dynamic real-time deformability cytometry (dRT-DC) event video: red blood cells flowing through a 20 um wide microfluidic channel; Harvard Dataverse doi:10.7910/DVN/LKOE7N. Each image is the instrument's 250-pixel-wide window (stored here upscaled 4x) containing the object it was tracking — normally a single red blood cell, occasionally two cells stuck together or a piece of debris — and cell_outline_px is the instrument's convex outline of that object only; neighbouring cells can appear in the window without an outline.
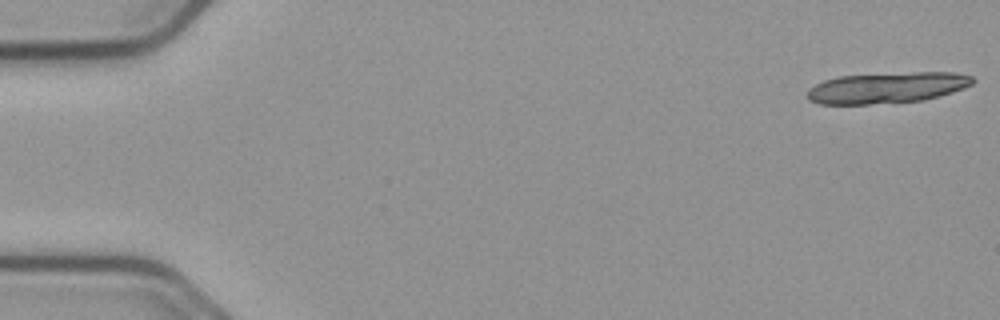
{"species": "common noctule bat (a hibernating species)", "species_latin": "Nyctalus noctula", "temperature_condition": "cold", "stored_images_in_passage": 21, "camera_frame_rate_fps": 3000, "um_per_image_px": 0.085, "animal": {"sex": "male", "body_mass_g": 23.1, "forearm_length_mm": 52.7}, "frame": {"image": 1, "passage_image": 1, "time_ms": 0.0, "image_size_px": [1000, 320], "cell_outline_px": [[976, 80], [972, 84], [964, 88], [952, 92], [924, 100], [868, 104], [820, 104], [808, 100], [808, 88], [824, 80], [840, 76], [916, 72], [956, 72], [972, 76]], "centroid_in_image_um": [75.42, 7.45], "position_along_channel_um": 9.6, "area_um2": 29.77}}
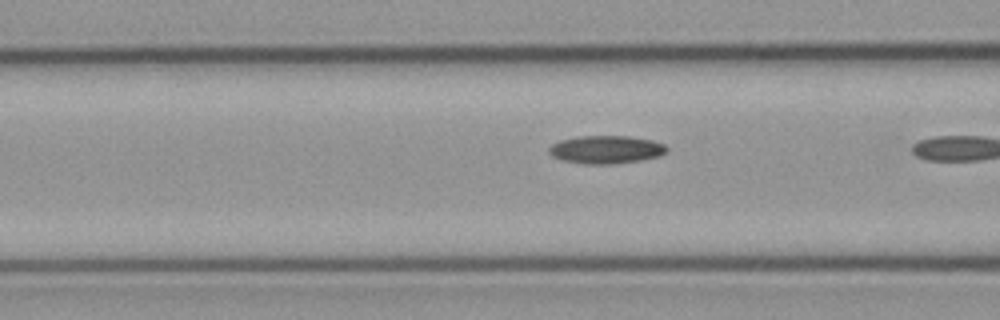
{"frame": {"image": 2, "passage_image": 20, "time_ms": 6.333, "image_size_px": [1000, 320], "cell_outline_px": [[668, 148], [660, 156], [640, 160], [612, 164], [584, 164], [564, 160], [552, 156], [548, 152], [548, 148], [552, 144], [560, 140], [576, 136], [628, 136], [652, 140], [664, 144]], "centroid_in_image_um": [51.49, 12.71], "position_along_channel_um": 115.1, "area_um2": 19.19}}